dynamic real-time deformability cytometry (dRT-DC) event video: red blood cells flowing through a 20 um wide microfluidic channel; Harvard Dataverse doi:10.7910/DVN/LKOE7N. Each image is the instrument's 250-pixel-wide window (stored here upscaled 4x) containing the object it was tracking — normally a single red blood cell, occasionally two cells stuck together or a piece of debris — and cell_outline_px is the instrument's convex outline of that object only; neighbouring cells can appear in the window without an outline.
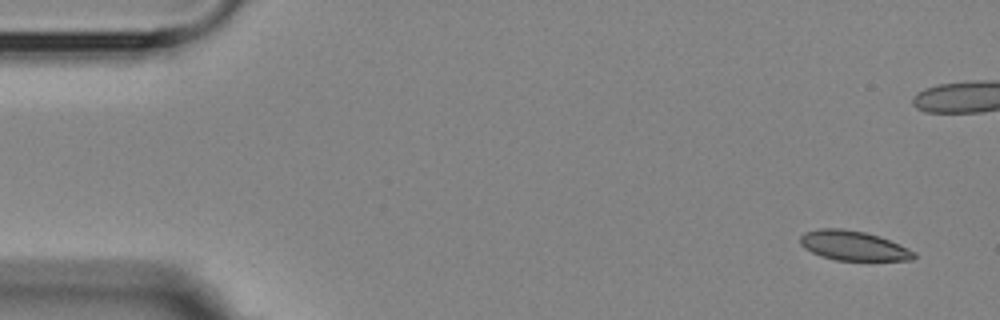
{"species": "Egyptian fruit bat (a non-hibernating species)", "species_latin": "Rousettus aegyptiacus", "temperature_condition": "room temperature", "stored_images_in_passage": 16, "camera_frame_rate_fps": 3000, "um_per_image_px": 0.085, "animal": {"sex": "female"}, "frame": {"image": 1, "passage_image": 1, "time_ms": 0.0, "image_size_px": [1000, 320], "cell_outline_px": [[916, 256], [912, 260], [836, 260], [820, 256], [804, 248], [800, 244], [800, 236], [804, 232], [820, 228], [844, 228], [864, 232], [880, 236], [908, 248], [916, 252]], "centroid_in_image_um": [72.52, 20.87], "position_along_channel_um": 12.5, "area_um2": 19.71}}
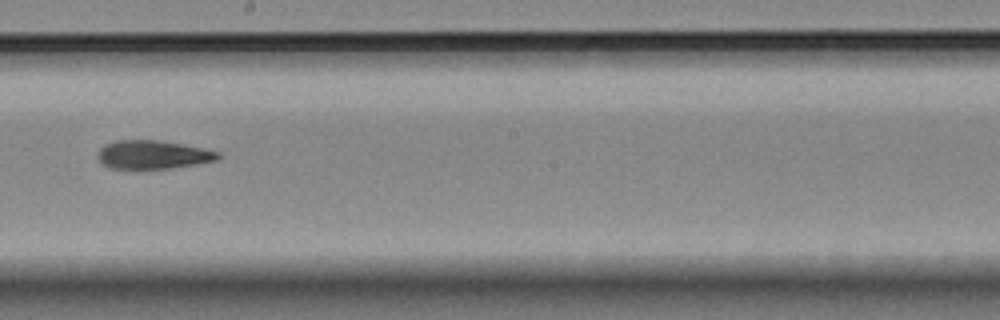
{"frame": {"image": 2, "passage_image": 9, "time_ms": 12.0, "image_size_px": [1000, 320], "cell_outline_px": [[220, 156], [216, 160], [196, 164], [168, 168], [108, 168], [96, 156], [96, 152], [104, 144], [116, 140], [160, 140], [204, 148], [220, 152]], "centroid_in_image_um": [12.97, 13.13], "position_along_channel_um": 235.2, "area_um2": 19.94}}
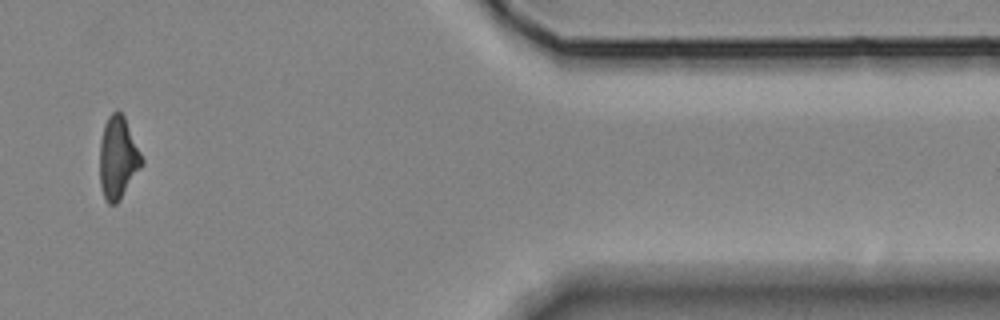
{"frame": {"image": 3, "passage_image": 14, "time_ms": 17.667, "image_size_px": [1000, 320], "cell_outline_px": [[144, 164], [120, 200], [116, 204], [108, 204], [104, 200], [100, 188], [100, 140], [104, 124], [108, 116], [116, 108], [124, 116], [144, 160]], "centroid_in_image_um": [10.02, 13.43], "position_along_channel_um": 401.4, "area_um2": 20.46}, "authors_computed_cell_mechanics": {"area_um2": 20.5479, "velocity_mm_per_s": 3.6232, "shape_relaxation_time_tau1_ms": null, "shape_relaxation_time_tau2_ms": 2.6707, "deformation_change_tau1": null, "deformation_change_tau2": 0.0807}}